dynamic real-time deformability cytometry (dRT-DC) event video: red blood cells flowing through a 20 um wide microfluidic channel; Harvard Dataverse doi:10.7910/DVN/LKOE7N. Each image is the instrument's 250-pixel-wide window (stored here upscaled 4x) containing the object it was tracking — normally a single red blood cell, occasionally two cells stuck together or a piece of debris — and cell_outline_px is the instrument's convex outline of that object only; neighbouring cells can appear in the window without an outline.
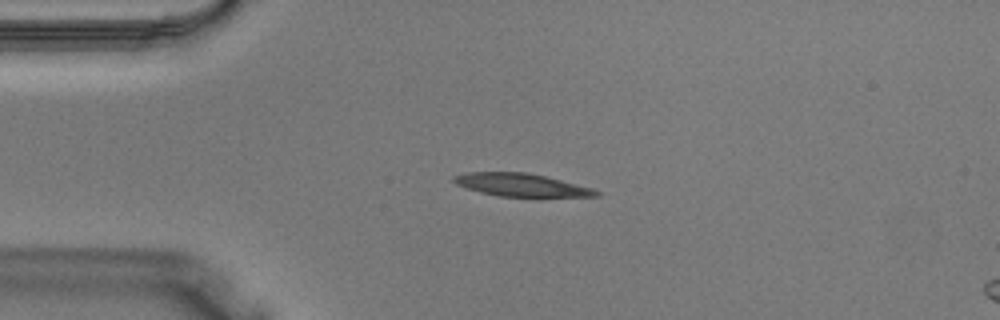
{"species": "Egyptian fruit bat (a non-hibernating species)", "species_latin": "Rousettus aegyptiacus", "temperature_condition": "warm", "stored_images_in_passage": 32, "camera_frame_rate_fps": 3000, "um_per_image_px": 0.085, "animal": {"sex": "male"}, "frame": {"image": 1, "passage_image": 2, "time_ms": 0.333, "image_size_px": [1000, 320], "cell_outline_px": [[600, 196], [500, 196], [480, 192], [456, 184], [452, 180], [452, 176], [468, 172], [524, 172], [544, 176], [592, 188], [600, 192]], "centroid_in_image_um": [44.26, 15.71], "position_along_channel_um": 40.7, "area_um2": 18.55}}
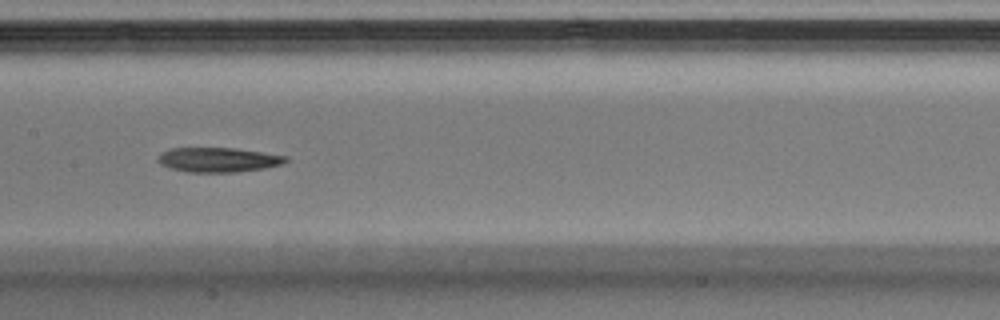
{"frame": {"image": 2, "passage_image": 12, "time_ms": 3.667, "image_size_px": [1000, 320], "cell_outline_px": [[288, 160], [284, 164], [264, 168], [236, 172], [188, 172], [172, 168], [160, 164], [156, 160], [160, 152], [172, 148], [236, 148], [288, 156]], "centroid_in_image_um": [18.56, 13.57], "position_along_channel_um": 188.8, "area_um2": 18.38}}
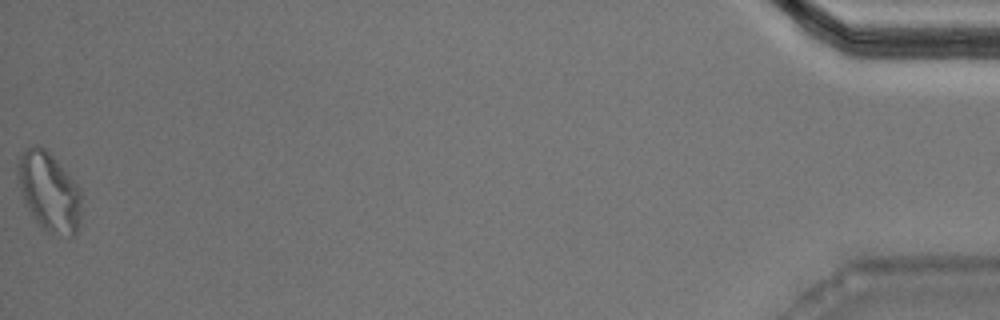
{"frame": {"image": 3, "passage_image": 32, "time_ms": 10.333, "image_size_px": [1000, 320], "cell_outline_px": [[80, 212], [76, 232], [72, 236], [48, 232], [36, 220], [24, 200], [16, 176], [16, 172], [20, 156], [28, 148], [36, 144], [44, 148], [56, 160], [80, 188]], "centroid_in_image_um": [4.16, 16.27], "position_along_channel_um": 431.0, "area_um2": 28.5}}